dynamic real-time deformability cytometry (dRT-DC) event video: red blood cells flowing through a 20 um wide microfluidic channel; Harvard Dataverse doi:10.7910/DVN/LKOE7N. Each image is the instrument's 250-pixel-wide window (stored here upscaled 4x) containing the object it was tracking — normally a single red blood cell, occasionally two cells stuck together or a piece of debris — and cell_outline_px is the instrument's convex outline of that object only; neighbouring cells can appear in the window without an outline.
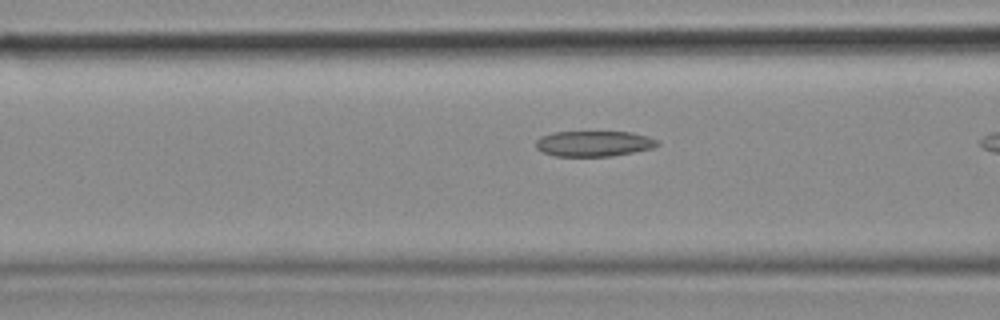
{"species": "common noctule bat (a hibernating species)", "species_latin": "Nyctalus noctula", "temperature_condition": "cold", "stored_images_in_passage": 18, "camera_frame_rate_fps": 3000, "um_per_image_px": 0.085, "animal": {"sex": "female", "body_mass_g": 18.4}, "frame": {"image": 1, "passage_image": 16, "time_ms": 5.0, "image_size_px": [1000, 320], "cell_outline_px": [[660, 144], [652, 148], [612, 156], [552, 156], [540, 152], [536, 148], [536, 140], [540, 136], [552, 132], [632, 132], [648, 136], [656, 140]], "centroid_in_image_um": [50.42, 12.21], "position_along_channel_um": 116.2, "area_um2": 18.21}}